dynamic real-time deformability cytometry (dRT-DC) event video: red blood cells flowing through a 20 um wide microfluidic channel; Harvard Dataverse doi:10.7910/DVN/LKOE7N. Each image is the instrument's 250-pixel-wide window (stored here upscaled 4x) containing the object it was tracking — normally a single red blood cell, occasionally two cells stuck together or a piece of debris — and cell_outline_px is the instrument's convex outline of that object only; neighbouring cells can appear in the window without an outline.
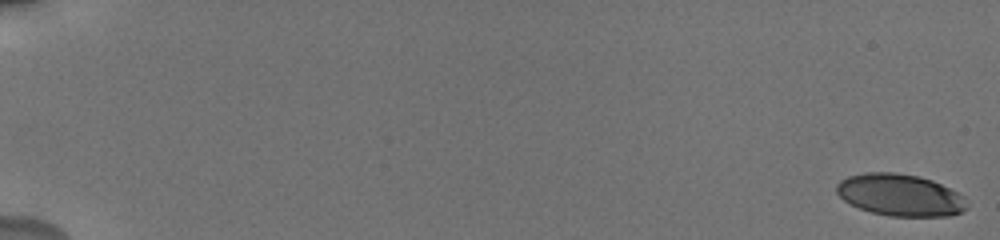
{"species": "human", "species_latin": "Homo sapiens", "temperature_condition": "cold", "stored_images_in_passage": 28, "camera_frame_rate_fps": 3000, "um_per_image_px": 0.085, "donor": {"sex": "male"}, "frame": {"image": 1, "passage_image": 1, "time_ms": 0.0, "image_size_px": [1000, 240], "cell_outline_px": [[968, 208], [952, 216], [888, 216], [872, 212], [860, 208], [844, 200], [836, 192], [836, 184], [840, 180], [848, 176], [864, 172], [896, 172], [920, 176], [932, 180], [964, 196]], "centroid_in_image_um": [76.5, 16.57], "position_along_channel_um": 8.5, "area_um2": 31.91}}
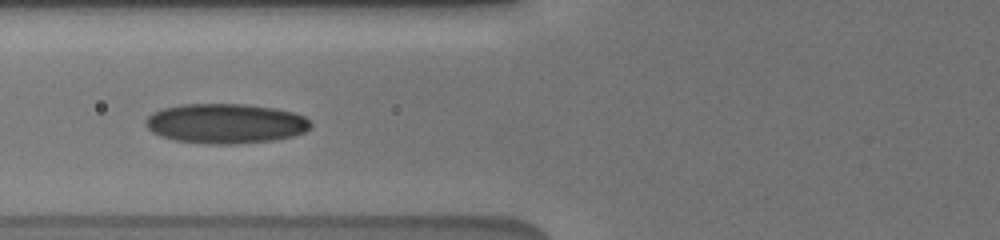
{"frame": {"image": 2, "passage_image": 23, "time_ms": 8.0, "image_size_px": [1000, 240], "cell_outline_px": [[312, 128], [304, 132], [292, 136], [276, 140], [236, 144], [208, 144], [172, 140], [160, 136], [152, 132], [144, 124], [144, 120], [152, 112], [164, 108], [180, 104], [244, 104], [272, 108], [292, 112], [304, 116], [312, 124]], "centroid_in_image_um": [19.15, 10.51], "position_along_channel_um": 106.7, "area_um2": 38.55}}
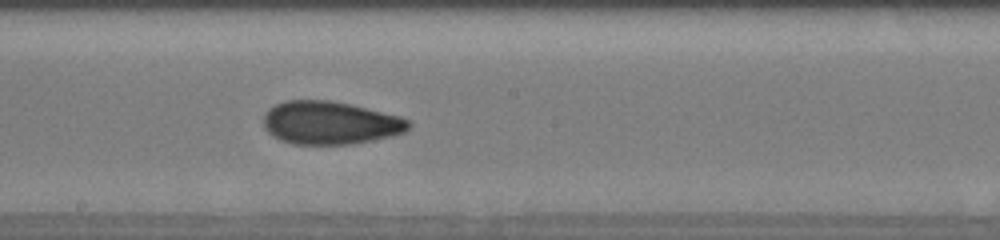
{"frame": {"image": 3, "passage_image": 28, "time_ms": 11.0, "image_size_px": [1000, 240], "cell_outline_px": [[412, 124], [404, 132], [392, 136], [352, 144], [292, 144], [280, 140], [272, 136], [264, 128], [264, 116], [268, 108], [276, 104], [288, 100], [332, 100], [352, 104], [400, 116], [408, 120]], "centroid_in_image_um": [28.05, 10.44], "position_along_channel_um": 220.1, "area_um2": 36.59}}